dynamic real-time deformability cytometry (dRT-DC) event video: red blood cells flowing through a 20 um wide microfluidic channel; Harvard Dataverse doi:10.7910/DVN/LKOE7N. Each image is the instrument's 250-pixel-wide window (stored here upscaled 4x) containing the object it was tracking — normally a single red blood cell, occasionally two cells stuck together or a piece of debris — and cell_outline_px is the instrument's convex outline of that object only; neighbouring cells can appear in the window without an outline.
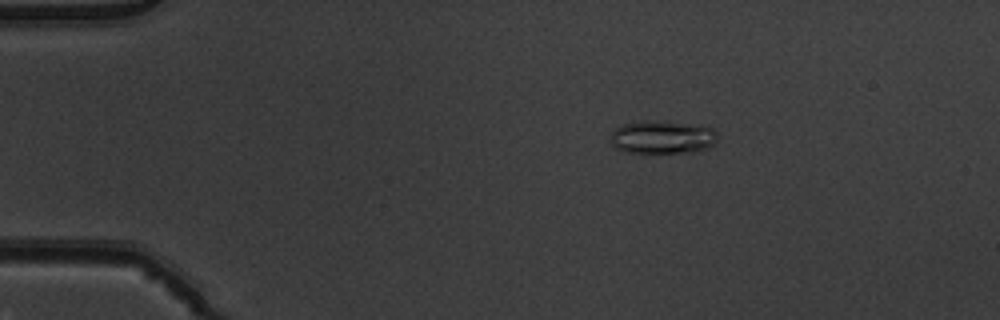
{"species": "common noctule bat (a hibernating species)", "species_latin": "Nyctalus noctula", "temperature_condition": "warm", "stored_images_in_passage": 53, "camera_frame_rate_fps": 3000, "um_per_image_px": 0.085, "animal": {"sex": "male", "body_mass_g": 19.5, "forearm_length_mm": 54.6}, "frame": {"image": 1, "passage_image": 10, "time_ms": 3.0, "image_size_px": [1000, 320], "cell_outline_px": [[716, 140], [708, 148], [692, 152], [624, 152], [616, 148], [612, 144], [612, 132], [616, 128], [624, 124], [648, 120], [704, 124], [712, 128], [716, 132]], "centroid_in_image_um": [56.34, 11.64], "position_along_channel_um": 28.7, "area_um2": 20.63}}
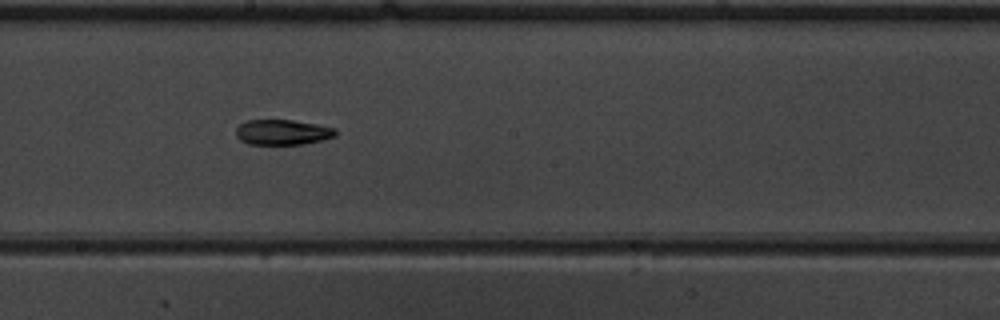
{"frame": {"image": 2, "passage_image": 30, "time_ms": 9.667, "image_size_px": [1000, 320], "cell_outline_px": [[336, 136], [304, 144], [248, 144], [240, 140], [236, 136], [236, 128], [244, 120], [292, 120], [316, 124], [336, 128]], "centroid_in_image_um": [23.99, 11.23], "position_along_channel_um": 224.2, "area_um2": 14.68}}
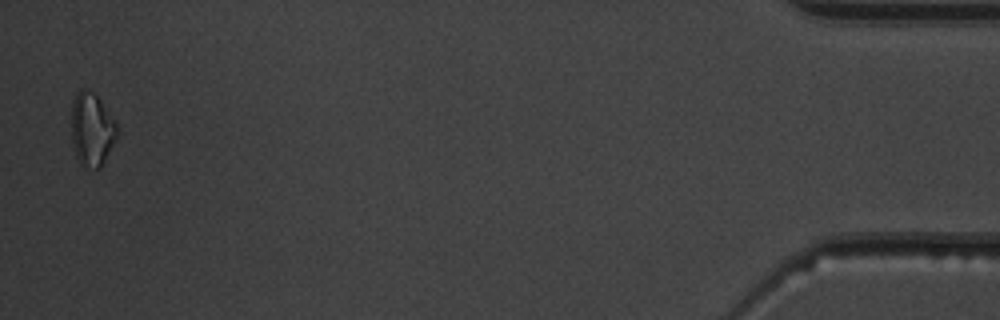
{"frame": {"image": 3, "passage_image": 52, "time_ms": 17.0, "image_size_px": [1000, 320], "cell_outline_px": [[116, 140], [100, 168], [96, 168], [80, 164], [76, 156], [72, 144], [72, 104], [76, 92], [80, 88], [84, 88], [92, 92], [100, 100], [116, 124]], "centroid_in_image_um": [7.78, 10.99], "position_along_channel_um": 427.4, "area_um2": 19.13}, "authors_computed_cell_mechanics": {"area_um2": 15.7216, "velocity_mm_per_s": 3.9245, "shape_relaxation_time_tau1_ms": 4.9621, "shape_relaxation_time_tau2_ms": 4.7193, "deformation_change_tau1": 0.1683, "deformation_change_tau2": 0.1436}}